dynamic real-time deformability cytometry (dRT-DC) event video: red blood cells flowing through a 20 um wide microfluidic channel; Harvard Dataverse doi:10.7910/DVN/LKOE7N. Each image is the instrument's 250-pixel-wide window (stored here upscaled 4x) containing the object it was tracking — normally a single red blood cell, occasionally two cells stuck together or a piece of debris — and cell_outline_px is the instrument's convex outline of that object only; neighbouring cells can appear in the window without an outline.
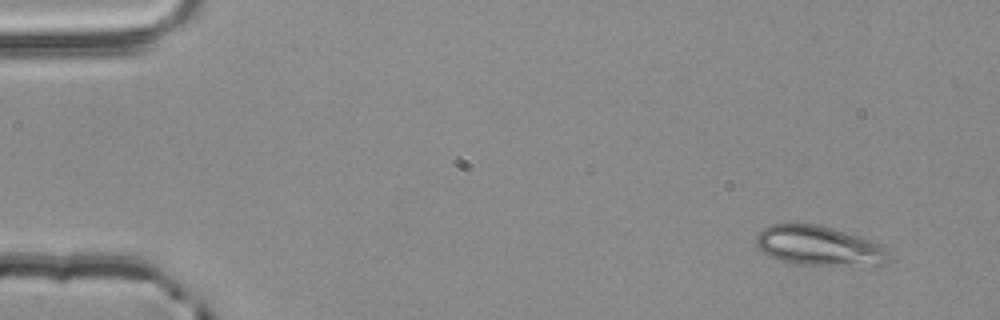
{"species": "common noctule bat (a hibernating species)", "species_latin": "Nyctalus noctula", "temperature_condition": "room temperature", "stored_images_in_passage": 3, "camera_frame_rate_fps": 3000, "um_per_image_px": 0.085, "animal": {"sex": "male", "body_mass_g": 20.4}, "frame": {"image": 1, "passage_image": 1, "time_ms": 0.0, "image_size_px": [1000, 320], "cell_outline_px": [[884, 264], [876, 268], [792, 264], [768, 256], [760, 252], [756, 248], [756, 236], [768, 224], [816, 224], [832, 228], [860, 236], [872, 240], [880, 244], [884, 248]], "centroid_in_image_um": [69.59, 20.94], "position_along_channel_um": 15.4, "area_um2": 31.39}}